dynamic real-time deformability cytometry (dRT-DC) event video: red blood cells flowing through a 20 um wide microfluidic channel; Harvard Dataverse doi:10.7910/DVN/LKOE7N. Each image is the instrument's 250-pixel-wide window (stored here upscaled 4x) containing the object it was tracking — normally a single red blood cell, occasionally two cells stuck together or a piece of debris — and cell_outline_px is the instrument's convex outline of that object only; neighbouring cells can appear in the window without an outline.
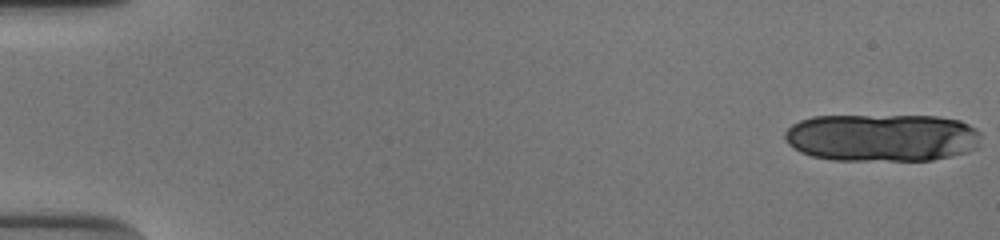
{"species": "human", "species_latin": "Homo sapiens", "temperature_condition": "cold", "stored_images_in_passage": 13, "camera_frame_rate_fps": 3000, "um_per_image_px": 0.085, "donor": {"sex": "male"}, "frame": {"image": 1, "passage_image": 1, "time_ms": 0.0, "image_size_px": [1000, 240], "cell_outline_px": [[980, 148], [968, 152], [932, 160], [832, 160], [812, 156], [800, 152], [792, 148], [784, 140], [784, 132], [792, 124], [800, 120], [812, 116], [940, 116], [960, 120], [976, 128], [980, 132]], "centroid_in_image_um": [74.98, 11.69], "position_along_channel_um": 10.0, "area_um2": 55.26}}